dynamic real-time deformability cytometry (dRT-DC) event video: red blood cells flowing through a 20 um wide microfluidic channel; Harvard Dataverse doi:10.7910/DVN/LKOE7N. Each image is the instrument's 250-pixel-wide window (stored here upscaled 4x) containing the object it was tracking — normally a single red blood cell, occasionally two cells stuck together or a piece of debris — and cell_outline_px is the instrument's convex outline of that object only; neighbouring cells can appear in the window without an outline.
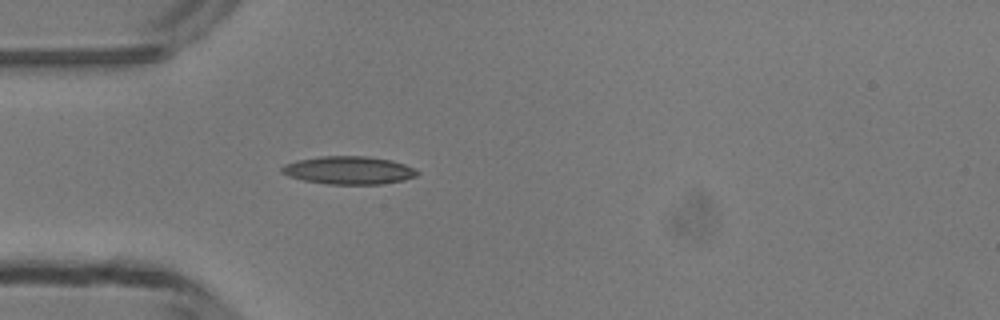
{"species": "common noctule bat (a hibernating species)", "species_latin": "Nyctalus noctula", "temperature_condition": "room temperature", "stored_images_in_passage": 36, "camera_frame_rate_fps": 3000, "um_per_image_px": 0.085, "animal": {"sex": "male", "body_mass_g": 13.3}, "frame": {"image": 1, "passage_image": 1, "time_ms": 0.0, "image_size_px": [1000, 320], "cell_outline_px": [[420, 172], [416, 176], [404, 180], [380, 184], [328, 184], [304, 180], [288, 176], [280, 172], [280, 168], [284, 164], [296, 160], [320, 156], [368, 156], [392, 160], [404, 164]], "centroid_in_image_um": [29.62, 14.46], "position_along_channel_um": 55.4, "area_um2": 22.14}}
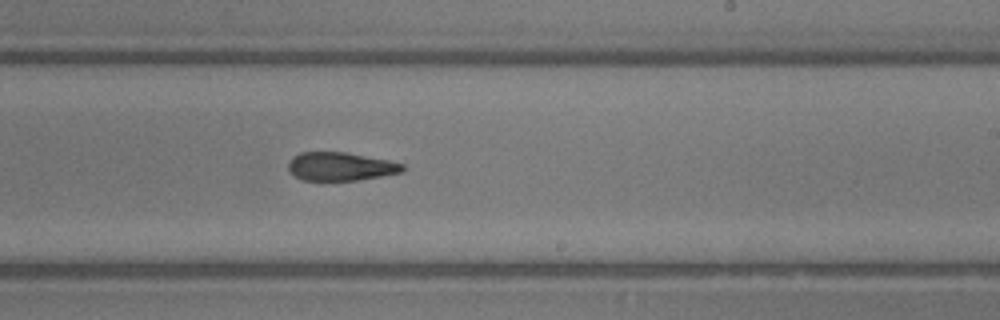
{"frame": {"image": 2, "passage_image": 16, "time_ms": 5.0, "image_size_px": [1000, 320], "cell_outline_px": [[404, 172], [356, 180], [304, 180], [296, 176], [288, 168], [288, 164], [292, 156], [300, 152], [344, 152], [388, 160], [404, 164]], "centroid_in_image_um": [28.95, 14.14], "position_along_channel_um": 260.1, "area_um2": 18.73}}
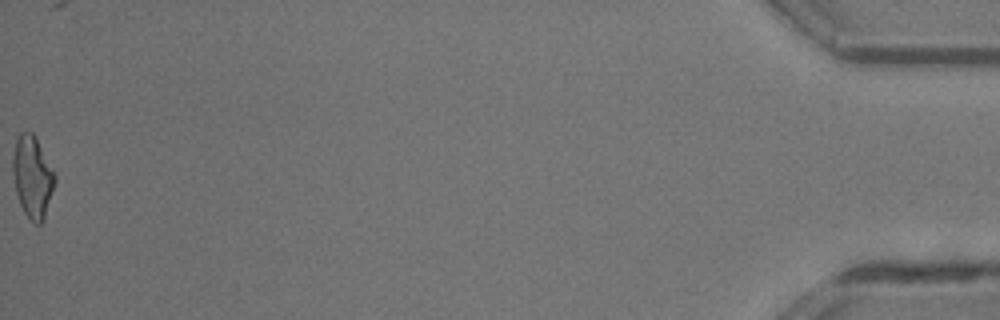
{"frame": {"image": 3, "passage_image": 36, "time_ms": 11.667, "image_size_px": [1000, 320], "cell_outline_px": [[56, 180], [44, 220], [40, 224], [36, 224], [24, 212], [20, 204], [16, 192], [12, 172], [12, 156], [16, 140], [20, 132], [32, 132], [36, 136], [56, 176]], "centroid_in_image_um": [2.75, 15.01], "position_along_channel_um": 432.4, "area_um2": 20.06}, "authors_computed_cell_mechanics": {"area_um2": 20.1144, "velocity_mm_per_s": 4.1917, "shape_relaxation_time_tau1_ms": 8.8944, "shape_relaxation_time_tau2_ms": 4.934, "deformation_change_tau1": 0.2471, "deformation_change_tau2": 0.1575}}